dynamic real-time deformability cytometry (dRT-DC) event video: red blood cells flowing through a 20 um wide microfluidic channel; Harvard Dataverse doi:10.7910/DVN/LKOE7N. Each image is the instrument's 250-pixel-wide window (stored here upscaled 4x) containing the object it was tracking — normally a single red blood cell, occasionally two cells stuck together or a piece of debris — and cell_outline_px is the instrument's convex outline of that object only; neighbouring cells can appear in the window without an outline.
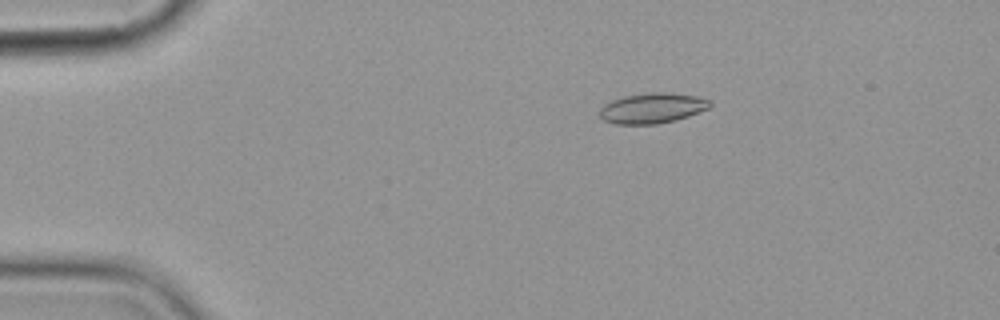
{"species": "common noctule bat (a hibernating species)", "species_latin": "Nyctalus noctula", "temperature_condition": "cold", "stored_images_in_passage": 3, "camera_frame_rate_fps": 3000, "um_per_image_px": 0.085, "animal": {"sex": "female", "body_mass_g": 19.9}, "frame": {"image": 1, "passage_image": 1, "time_ms": 0.0, "image_size_px": [1000, 320], "cell_outline_px": [[712, 104], [708, 108], [688, 116], [676, 120], [656, 124], [616, 124], [604, 120], [600, 116], [600, 108], [604, 104], [612, 100], [624, 96], [652, 92], [664, 92], [696, 96], [712, 100]], "centroid_in_image_um": [55.45, 9.19], "position_along_channel_um": 29.6, "area_um2": 19.42}}